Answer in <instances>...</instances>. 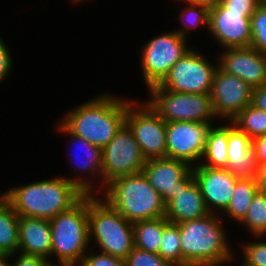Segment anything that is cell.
I'll use <instances>...</instances> for the list:
<instances>
[{
    "instance_id": "obj_1",
    "label": "cell",
    "mask_w": 266,
    "mask_h": 266,
    "mask_svg": "<svg viewBox=\"0 0 266 266\" xmlns=\"http://www.w3.org/2000/svg\"><path fill=\"white\" fill-rule=\"evenodd\" d=\"M1 195L19 216L51 220L86 194L67 178L55 177L15 186Z\"/></svg>"
},
{
    "instance_id": "obj_2",
    "label": "cell",
    "mask_w": 266,
    "mask_h": 266,
    "mask_svg": "<svg viewBox=\"0 0 266 266\" xmlns=\"http://www.w3.org/2000/svg\"><path fill=\"white\" fill-rule=\"evenodd\" d=\"M132 101L100 94L68 111L59 121L72 133L103 149L125 123Z\"/></svg>"
},
{
    "instance_id": "obj_3",
    "label": "cell",
    "mask_w": 266,
    "mask_h": 266,
    "mask_svg": "<svg viewBox=\"0 0 266 266\" xmlns=\"http://www.w3.org/2000/svg\"><path fill=\"white\" fill-rule=\"evenodd\" d=\"M221 221L219 214L210 213L179 224L182 266H222L233 260Z\"/></svg>"
},
{
    "instance_id": "obj_4",
    "label": "cell",
    "mask_w": 266,
    "mask_h": 266,
    "mask_svg": "<svg viewBox=\"0 0 266 266\" xmlns=\"http://www.w3.org/2000/svg\"><path fill=\"white\" fill-rule=\"evenodd\" d=\"M102 189L104 200L127 221L133 223L165 217L161 195L150 185L143 172L115 178Z\"/></svg>"
},
{
    "instance_id": "obj_5",
    "label": "cell",
    "mask_w": 266,
    "mask_h": 266,
    "mask_svg": "<svg viewBox=\"0 0 266 266\" xmlns=\"http://www.w3.org/2000/svg\"><path fill=\"white\" fill-rule=\"evenodd\" d=\"M51 256L58 266H78L89 246L88 195L50 220Z\"/></svg>"
},
{
    "instance_id": "obj_6",
    "label": "cell",
    "mask_w": 266,
    "mask_h": 266,
    "mask_svg": "<svg viewBox=\"0 0 266 266\" xmlns=\"http://www.w3.org/2000/svg\"><path fill=\"white\" fill-rule=\"evenodd\" d=\"M88 224L90 242L95 239L103 253L126 259L135 247L133 223L94 194L88 195Z\"/></svg>"
},
{
    "instance_id": "obj_7",
    "label": "cell",
    "mask_w": 266,
    "mask_h": 266,
    "mask_svg": "<svg viewBox=\"0 0 266 266\" xmlns=\"http://www.w3.org/2000/svg\"><path fill=\"white\" fill-rule=\"evenodd\" d=\"M149 93L150 100L146 102L166 123L175 121L212 123V118H217L210 94L171 92L159 84L149 88Z\"/></svg>"
},
{
    "instance_id": "obj_8",
    "label": "cell",
    "mask_w": 266,
    "mask_h": 266,
    "mask_svg": "<svg viewBox=\"0 0 266 266\" xmlns=\"http://www.w3.org/2000/svg\"><path fill=\"white\" fill-rule=\"evenodd\" d=\"M186 38L175 31L165 32L149 40L141 49V70L148 89L160 84L172 66L191 49Z\"/></svg>"
},
{
    "instance_id": "obj_9",
    "label": "cell",
    "mask_w": 266,
    "mask_h": 266,
    "mask_svg": "<svg viewBox=\"0 0 266 266\" xmlns=\"http://www.w3.org/2000/svg\"><path fill=\"white\" fill-rule=\"evenodd\" d=\"M217 68L218 63L214 66L201 52L191 48L159 85L171 92L210 94Z\"/></svg>"
},
{
    "instance_id": "obj_10",
    "label": "cell",
    "mask_w": 266,
    "mask_h": 266,
    "mask_svg": "<svg viewBox=\"0 0 266 266\" xmlns=\"http://www.w3.org/2000/svg\"><path fill=\"white\" fill-rule=\"evenodd\" d=\"M102 187L111 180L141 173L146 159L131 130L124 123L102 149Z\"/></svg>"
},
{
    "instance_id": "obj_11",
    "label": "cell",
    "mask_w": 266,
    "mask_h": 266,
    "mask_svg": "<svg viewBox=\"0 0 266 266\" xmlns=\"http://www.w3.org/2000/svg\"><path fill=\"white\" fill-rule=\"evenodd\" d=\"M125 124L146 160L165 157L166 122L147 102L139 104L132 101L127 106Z\"/></svg>"
},
{
    "instance_id": "obj_12",
    "label": "cell",
    "mask_w": 266,
    "mask_h": 266,
    "mask_svg": "<svg viewBox=\"0 0 266 266\" xmlns=\"http://www.w3.org/2000/svg\"><path fill=\"white\" fill-rule=\"evenodd\" d=\"M212 125L193 121L166 123L165 157L185 161L191 167L196 166L198 162L200 164L206 149L208 131Z\"/></svg>"
},
{
    "instance_id": "obj_13",
    "label": "cell",
    "mask_w": 266,
    "mask_h": 266,
    "mask_svg": "<svg viewBox=\"0 0 266 266\" xmlns=\"http://www.w3.org/2000/svg\"><path fill=\"white\" fill-rule=\"evenodd\" d=\"M253 13L230 11L217 0L210 5L209 32L223 49L250 47Z\"/></svg>"
},
{
    "instance_id": "obj_14",
    "label": "cell",
    "mask_w": 266,
    "mask_h": 266,
    "mask_svg": "<svg viewBox=\"0 0 266 266\" xmlns=\"http://www.w3.org/2000/svg\"><path fill=\"white\" fill-rule=\"evenodd\" d=\"M253 88L244 80L227 74L219 67L215 71L210 98L216 117L229 122L251 104Z\"/></svg>"
},
{
    "instance_id": "obj_15",
    "label": "cell",
    "mask_w": 266,
    "mask_h": 266,
    "mask_svg": "<svg viewBox=\"0 0 266 266\" xmlns=\"http://www.w3.org/2000/svg\"><path fill=\"white\" fill-rule=\"evenodd\" d=\"M142 172L165 205L194 180L192 167L187 162L167 157L146 160Z\"/></svg>"
},
{
    "instance_id": "obj_16",
    "label": "cell",
    "mask_w": 266,
    "mask_h": 266,
    "mask_svg": "<svg viewBox=\"0 0 266 266\" xmlns=\"http://www.w3.org/2000/svg\"><path fill=\"white\" fill-rule=\"evenodd\" d=\"M192 172L209 212L223 213L228 207L239 178L227 168L193 166Z\"/></svg>"
},
{
    "instance_id": "obj_17",
    "label": "cell",
    "mask_w": 266,
    "mask_h": 266,
    "mask_svg": "<svg viewBox=\"0 0 266 266\" xmlns=\"http://www.w3.org/2000/svg\"><path fill=\"white\" fill-rule=\"evenodd\" d=\"M218 67L247 82L252 88L266 85V56L253 47L226 48Z\"/></svg>"
},
{
    "instance_id": "obj_18",
    "label": "cell",
    "mask_w": 266,
    "mask_h": 266,
    "mask_svg": "<svg viewBox=\"0 0 266 266\" xmlns=\"http://www.w3.org/2000/svg\"><path fill=\"white\" fill-rule=\"evenodd\" d=\"M58 122H57L58 126L56 127V129H58L59 131L63 133H66V135L69 134L70 139L72 138L70 142L71 145L74 144L73 146L75 147L76 145L77 147L80 146L82 148L80 149V152L81 154L83 153L82 156H84V159L82 158V160L79 161V159L76 158V155H73L74 153L70 155L71 157L73 156L72 159L75 161L74 162L71 159V161H73V165L74 163L76 165L75 169L77 168L78 171L80 170L79 173H83L82 174L83 178H81V175H77L79 178L78 177H74V178L66 177V178L70 182L78 186L83 191V193H85L86 195H93V193L95 192L94 189H96L97 187L95 185L93 186L94 184L93 180L87 179L86 177H84V175L88 174L89 176H92V179L95 176V174L97 176H101L100 178L98 177V179L101 180V183L99 182V184L101 185L99 186V189H98V192H99L100 190H102L101 189L102 188V158H101L102 149L98 146H95L89 143L84 138L79 137L75 134H72L60 121Z\"/></svg>"
},
{
    "instance_id": "obj_19",
    "label": "cell",
    "mask_w": 266,
    "mask_h": 266,
    "mask_svg": "<svg viewBox=\"0 0 266 266\" xmlns=\"http://www.w3.org/2000/svg\"><path fill=\"white\" fill-rule=\"evenodd\" d=\"M227 169L238 178L256 177L258 164L252 140L231 121L228 123Z\"/></svg>"
},
{
    "instance_id": "obj_20",
    "label": "cell",
    "mask_w": 266,
    "mask_h": 266,
    "mask_svg": "<svg viewBox=\"0 0 266 266\" xmlns=\"http://www.w3.org/2000/svg\"><path fill=\"white\" fill-rule=\"evenodd\" d=\"M18 239V253L51 257L50 220L19 216Z\"/></svg>"
},
{
    "instance_id": "obj_21",
    "label": "cell",
    "mask_w": 266,
    "mask_h": 266,
    "mask_svg": "<svg viewBox=\"0 0 266 266\" xmlns=\"http://www.w3.org/2000/svg\"><path fill=\"white\" fill-rule=\"evenodd\" d=\"M208 214L210 212L195 180L185 189H180L165 205V218L174 224L199 219Z\"/></svg>"
},
{
    "instance_id": "obj_22",
    "label": "cell",
    "mask_w": 266,
    "mask_h": 266,
    "mask_svg": "<svg viewBox=\"0 0 266 266\" xmlns=\"http://www.w3.org/2000/svg\"><path fill=\"white\" fill-rule=\"evenodd\" d=\"M228 123L211 126L207 135L206 149L203 155L205 162H200L196 166H206L211 168H227L228 151Z\"/></svg>"
},
{
    "instance_id": "obj_23",
    "label": "cell",
    "mask_w": 266,
    "mask_h": 266,
    "mask_svg": "<svg viewBox=\"0 0 266 266\" xmlns=\"http://www.w3.org/2000/svg\"><path fill=\"white\" fill-rule=\"evenodd\" d=\"M18 224L19 215L0 195V253L18 255Z\"/></svg>"
},
{
    "instance_id": "obj_24",
    "label": "cell",
    "mask_w": 266,
    "mask_h": 266,
    "mask_svg": "<svg viewBox=\"0 0 266 266\" xmlns=\"http://www.w3.org/2000/svg\"><path fill=\"white\" fill-rule=\"evenodd\" d=\"M259 190L256 177L239 178L223 215L225 214L230 219L240 222L245 217L251 201Z\"/></svg>"
},
{
    "instance_id": "obj_25",
    "label": "cell",
    "mask_w": 266,
    "mask_h": 266,
    "mask_svg": "<svg viewBox=\"0 0 266 266\" xmlns=\"http://www.w3.org/2000/svg\"><path fill=\"white\" fill-rule=\"evenodd\" d=\"M164 230V217L133 222L135 248L158 254Z\"/></svg>"
},
{
    "instance_id": "obj_26",
    "label": "cell",
    "mask_w": 266,
    "mask_h": 266,
    "mask_svg": "<svg viewBox=\"0 0 266 266\" xmlns=\"http://www.w3.org/2000/svg\"><path fill=\"white\" fill-rule=\"evenodd\" d=\"M257 239L266 236V191L259 190L250 203L245 217L239 222ZM264 236V237H263Z\"/></svg>"
},
{
    "instance_id": "obj_27",
    "label": "cell",
    "mask_w": 266,
    "mask_h": 266,
    "mask_svg": "<svg viewBox=\"0 0 266 266\" xmlns=\"http://www.w3.org/2000/svg\"><path fill=\"white\" fill-rule=\"evenodd\" d=\"M184 3H186L187 5L181 10L182 13L179 16V19L184 26L181 27V29L173 31L178 33L181 37L186 38L189 29L191 30L194 27L205 25L208 28L209 32L211 3L205 1H184Z\"/></svg>"
},
{
    "instance_id": "obj_28",
    "label": "cell",
    "mask_w": 266,
    "mask_h": 266,
    "mask_svg": "<svg viewBox=\"0 0 266 266\" xmlns=\"http://www.w3.org/2000/svg\"><path fill=\"white\" fill-rule=\"evenodd\" d=\"M158 254L171 266H182L179 224L170 223L165 217Z\"/></svg>"
},
{
    "instance_id": "obj_29",
    "label": "cell",
    "mask_w": 266,
    "mask_h": 266,
    "mask_svg": "<svg viewBox=\"0 0 266 266\" xmlns=\"http://www.w3.org/2000/svg\"><path fill=\"white\" fill-rule=\"evenodd\" d=\"M231 122L251 140L266 135V112L251 104L246 106Z\"/></svg>"
},
{
    "instance_id": "obj_30",
    "label": "cell",
    "mask_w": 266,
    "mask_h": 266,
    "mask_svg": "<svg viewBox=\"0 0 266 266\" xmlns=\"http://www.w3.org/2000/svg\"><path fill=\"white\" fill-rule=\"evenodd\" d=\"M251 33L252 41L250 47H253L261 53H266V7L258 5L251 15Z\"/></svg>"
},
{
    "instance_id": "obj_31",
    "label": "cell",
    "mask_w": 266,
    "mask_h": 266,
    "mask_svg": "<svg viewBox=\"0 0 266 266\" xmlns=\"http://www.w3.org/2000/svg\"><path fill=\"white\" fill-rule=\"evenodd\" d=\"M263 241V242H262ZM248 242L242 246L241 266H266V241Z\"/></svg>"
},
{
    "instance_id": "obj_32",
    "label": "cell",
    "mask_w": 266,
    "mask_h": 266,
    "mask_svg": "<svg viewBox=\"0 0 266 266\" xmlns=\"http://www.w3.org/2000/svg\"><path fill=\"white\" fill-rule=\"evenodd\" d=\"M126 266H171L159 254L133 248L125 259Z\"/></svg>"
},
{
    "instance_id": "obj_33",
    "label": "cell",
    "mask_w": 266,
    "mask_h": 266,
    "mask_svg": "<svg viewBox=\"0 0 266 266\" xmlns=\"http://www.w3.org/2000/svg\"><path fill=\"white\" fill-rule=\"evenodd\" d=\"M78 266H126V261L123 258L111 256L100 251L98 254L86 253Z\"/></svg>"
},
{
    "instance_id": "obj_34",
    "label": "cell",
    "mask_w": 266,
    "mask_h": 266,
    "mask_svg": "<svg viewBox=\"0 0 266 266\" xmlns=\"http://www.w3.org/2000/svg\"><path fill=\"white\" fill-rule=\"evenodd\" d=\"M230 11L254 12L259 5L258 0H218Z\"/></svg>"
},
{
    "instance_id": "obj_35",
    "label": "cell",
    "mask_w": 266,
    "mask_h": 266,
    "mask_svg": "<svg viewBox=\"0 0 266 266\" xmlns=\"http://www.w3.org/2000/svg\"><path fill=\"white\" fill-rule=\"evenodd\" d=\"M12 62L10 50L0 37V82L10 75L9 72L12 71Z\"/></svg>"
},
{
    "instance_id": "obj_36",
    "label": "cell",
    "mask_w": 266,
    "mask_h": 266,
    "mask_svg": "<svg viewBox=\"0 0 266 266\" xmlns=\"http://www.w3.org/2000/svg\"><path fill=\"white\" fill-rule=\"evenodd\" d=\"M18 254L17 260L12 262L11 266H57L56 262L52 263L53 261L41 256Z\"/></svg>"
},
{
    "instance_id": "obj_37",
    "label": "cell",
    "mask_w": 266,
    "mask_h": 266,
    "mask_svg": "<svg viewBox=\"0 0 266 266\" xmlns=\"http://www.w3.org/2000/svg\"><path fill=\"white\" fill-rule=\"evenodd\" d=\"M252 150L258 165L266 163V135L252 139Z\"/></svg>"
},
{
    "instance_id": "obj_38",
    "label": "cell",
    "mask_w": 266,
    "mask_h": 266,
    "mask_svg": "<svg viewBox=\"0 0 266 266\" xmlns=\"http://www.w3.org/2000/svg\"><path fill=\"white\" fill-rule=\"evenodd\" d=\"M251 105L266 112V85L253 88Z\"/></svg>"
},
{
    "instance_id": "obj_39",
    "label": "cell",
    "mask_w": 266,
    "mask_h": 266,
    "mask_svg": "<svg viewBox=\"0 0 266 266\" xmlns=\"http://www.w3.org/2000/svg\"><path fill=\"white\" fill-rule=\"evenodd\" d=\"M256 181L258 184V188L261 191H266V163L258 165Z\"/></svg>"
},
{
    "instance_id": "obj_40",
    "label": "cell",
    "mask_w": 266,
    "mask_h": 266,
    "mask_svg": "<svg viewBox=\"0 0 266 266\" xmlns=\"http://www.w3.org/2000/svg\"><path fill=\"white\" fill-rule=\"evenodd\" d=\"M11 257H12V254L7 255V254L0 253V266H11V263L10 262L8 263V259L9 261H11L10 260Z\"/></svg>"
},
{
    "instance_id": "obj_41",
    "label": "cell",
    "mask_w": 266,
    "mask_h": 266,
    "mask_svg": "<svg viewBox=\"0 0 266 266\" xmlns=\"http://www.w3.org/2000/svg\"><path fill=\"white\" fill-rule=\"evenodd\" d=\"M258 3L263 7H266V0H258Z\"/></svg>"
},
{
    "instance_id": "obj_42",
    "label": "cell",
    "mask_w": 266,
    "mask_h": 266,
    "mask_svg": "<svg viewBox=\"0 0 266 266\" xmlns=\"http://www.w3.org/2000/svg\"><path fill=\"white\" fill-rule=\"evenodd\" d=\"M191 1H205V2H210V3H213L217 0H191Z\"/></svg>"
},
{
    "instance_id": "obj_43",
    "label": "cell",
    "mask_w": 266,
    "mask_h": 266,
    "mask_svg": "<svg viewBox=\"0 0 266 266\" xmlns=\"http://www.w3.org/2000/svg\"><path fill=\"white\" fill-rule=\"evenodd\" d=\"M84 0H72V2H74V3H79V2H83ZM85 1H87V0H85Z\"/></svg>"
}]
</instances>
